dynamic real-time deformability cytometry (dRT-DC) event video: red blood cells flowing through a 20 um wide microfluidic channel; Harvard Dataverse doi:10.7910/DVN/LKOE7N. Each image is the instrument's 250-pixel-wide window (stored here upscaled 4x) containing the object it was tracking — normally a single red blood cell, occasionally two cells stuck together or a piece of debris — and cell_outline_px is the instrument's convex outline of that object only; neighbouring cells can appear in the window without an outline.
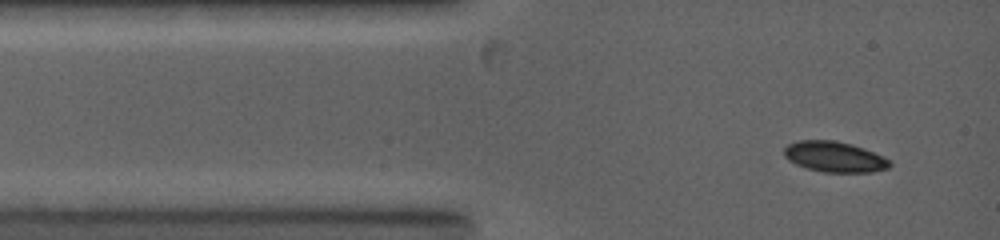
{"species": "common noctule bat (a hibernating species)", "species_latin": "Nyctalus noctula", "temperature_condition": "warm", "stored_images_in_passage": 4, "segment_of_instrument_passage": [1, 2], "camera_frame_rate_fps": 5000, "um_per_image_px": 0.085, "animal": {"sex": "female", "body_mass_g": 19.0, "forearm_length_mm": 53.3}, "frame": {"image": 1, "passage_image": 1, "time_ms": 0.0, "image_size_px": [1000, 240], "cell_outline_px": [[892, 164], [888, 168], [872, 172], [824, 172], [808, 168], [796, 164], [788, 160], [784, 156], [784, 148], [788, 144], [800, 140], [836, 140], [852, 144], [864, 148], [884, 156]], "centroid_in_image_um": [70.94, 13.32], "position_along_channel_um": 14.1, "area_um2": 18.84}}
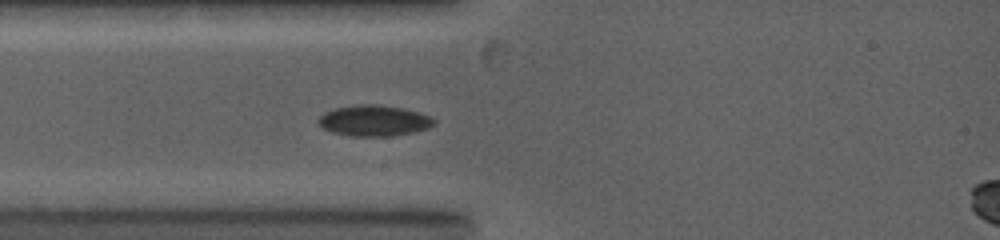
{"frame": {"image": 2, "passage_image": 3, "time_ms": 1.8, "image_size_px": [1000, 240], "cell_outline_px": [[436, 124], [428, 128], [412, 132], [392, 136], [352, 136], [332, 132], [324, 128], [316, 120], [324, 112], [336, 108], [360, 104], [380, 104], [404, 108], [428, 116], [436, 120]], "centroid_in_image_um": [31.79, 10.25], "position_along_channel_um": 53.2, "area_um2": 20.75}}